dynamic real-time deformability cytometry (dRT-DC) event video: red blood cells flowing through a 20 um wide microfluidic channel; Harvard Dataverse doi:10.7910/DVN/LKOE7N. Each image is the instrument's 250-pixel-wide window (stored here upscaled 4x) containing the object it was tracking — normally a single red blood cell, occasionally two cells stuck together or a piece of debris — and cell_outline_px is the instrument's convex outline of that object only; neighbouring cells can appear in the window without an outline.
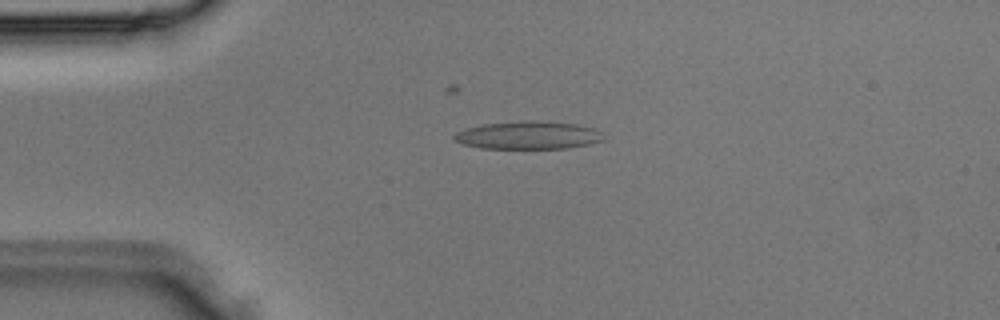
{"species": "Egyptian fruit bat (a non-hibernating species)", "species_latin": "Rousettus aegyptiacus", "temperature_condition": "room temperature", "stored_images_in_passage": 2, "camera_frame_rate_fps": 3000, "um_per_image_px": 0.085, "animal": {"sex": "male"}, "frame": {"image": 1, "passage_image": 2, "time_ms": 0.333, "image_size_px": [1000, 320], "cell_outline_px": [[604, 140], [588, 144], [568, 148], [480, 148], [460, 144], [452, 140], [452, 136], [456, 132], [468, 128], [484, 124], [528, 120], [536, 120], [576, 124], [596, 128], [600, 132]], "centroid_in_image_um": [44.87, 11.49], "position_along_channel_um": 40.1, "area_um2": 24.33}}